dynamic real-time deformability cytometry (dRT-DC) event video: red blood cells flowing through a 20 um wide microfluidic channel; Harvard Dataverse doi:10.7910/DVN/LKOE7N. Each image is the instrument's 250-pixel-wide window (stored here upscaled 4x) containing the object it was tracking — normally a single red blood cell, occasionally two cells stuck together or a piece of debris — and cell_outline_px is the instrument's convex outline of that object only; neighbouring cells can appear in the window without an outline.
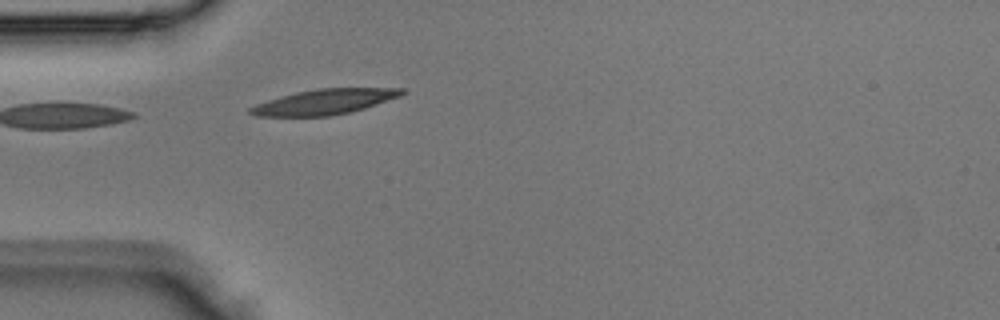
{"species": "Egyptian fruit bat (a non-hibernating species)", "species_latin": "Rousettus aegyptiacus", "temperature_condition": "room temperature", "stored_images_in_passage": 1, "camera_frame_rate_fps": 3000, "um_per_image_px": 0.085, "animal": {"sex": "male"}, "frame": {"image": 1, "passage_image": 1, "time_ms": 0.0, "image_size_px": [1000, 320], "cell_outline_px": [[408, 92], [400, 96], [352, 112], [328, 116], [256, 116], [248, 112], [248, 108], [256, 104], [280, 96], [296, 92], [316, 88], [404, 88]], "centroid_in_image_um": [27.59, 8.65], "position_along_channel_um": 57.4, "area_um2": 22.31}}